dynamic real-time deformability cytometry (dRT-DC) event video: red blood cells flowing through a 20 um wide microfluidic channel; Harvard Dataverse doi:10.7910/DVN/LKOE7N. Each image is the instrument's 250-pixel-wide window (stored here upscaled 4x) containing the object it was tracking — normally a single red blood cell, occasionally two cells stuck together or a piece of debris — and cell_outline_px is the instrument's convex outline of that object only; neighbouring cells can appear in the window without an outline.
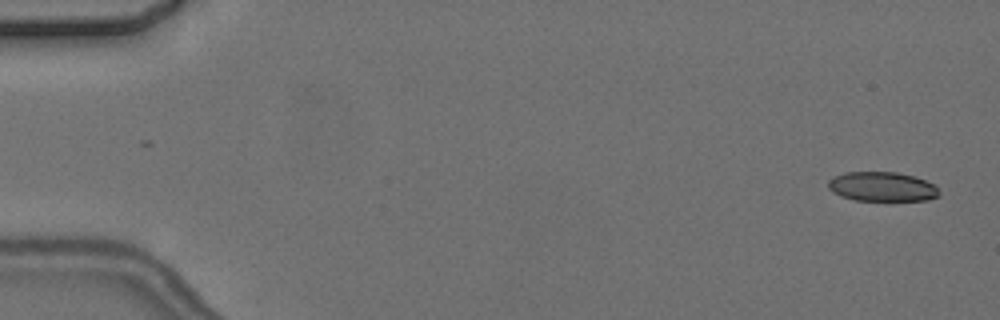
{"species": "common noctule bat (a hibernating species)", "species_latin": "Nyctalus noctula", "temperature_condition": "cold", "stored_images_in_passage": 5, "camera_frame_rate_fps": 3000, "um_per_image_px": 0.085, "animal": {"sex": "female", "body_mass_g": 24.6, "forearm_length_mm": 56.2}, "frame": {"image": 1, "passage_image": 1, "time_ms": 0.0, "image_size_px": [1000, 320], "cell_outline_px": [[940, 196], [928, 200], [856, 200], [840, 196], [832, 192], [828, 188], [828, 180], [832, 176], [844, 172], [896, 172], [916, 176], [936, 184], [940, 192]], "centroid_in_image_um": [75.0, 15.85], "position_along_channel_um": 10.0, "area_um2": 19.36}}